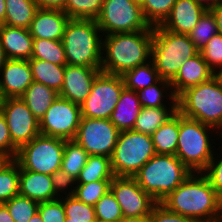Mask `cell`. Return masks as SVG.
I'll return each mask as SVG.
<instances>
[{
    "instance_id": "cell-40",
    "label": "cell",
    "mask_w": 222,
    "mask_h": 222,
    "mask_svg": "<svg viewBox=\"0 0 222 222\" xmlns=\"http://www.w3.org/2000/svg\"><path fill=\"white\" fill-rule=\"evenodd\" d=\"M97 219L110 222H119L123 218L121 207L111 191L107 192L94 205Z\"/></svg>"
},
{
    "instance_id": "cell-32",
    "label": "cell",
    "mask_w": 222,
    "mask_h": 222,
    "mask_svg": "<svg viewBox=\"0 0 222 222\" xmlns=\"http://www.w3.org/2000/svg\"><path fill=\"white\" fill-rule=\"evenodd\" d=\"M88 156L89 154L74 139L65 140L60 169L77 180L80 171L86 165Z\"/></svg>"
},
{
    "instance_id": "cell-51",
    "label": "cell",
    "mask_w": 222,
    "mask_h": 222,
    "mask_svg": "<svg viewBox=\"0 0 222 222\" xmlns=\"http://www.w3.org/2000/svg\"><path fill=\"white\" fill-rule=\"evenodd\" d=\"M119 222H150V216L123 217Z\"/></svg>"
},
{
    "instance_id": "cell-25",
    "label": "cell",
    "mask_w": 222,
    "mask_h": 222,
    "mask_svg": "<svg viewBox=\"0 0 222 222\" xmlns=\"http://www.w3.org/2000/svg\"><path fill=\"white\" fill-rule=\"evenodd\" d=\"M137 95L141 107H177V97L172 91L171 83L164 79L137 91ZM165 98L167 100H164Z\"/></svg>"
},
{
    "instance_id": "cell-11",
    "label": "cell",
    "mask_w": 222,
    "mask_h": 222,
    "mask_svg": "<svg viewBox=\"0 0 222 222\" xmlns=\"http://www.w3.org/2000/svg\"><path fill=\"white\" fill-rule=\"evenodd\" d=\"M124 88L122 76L100 72L90 94L80 104L81 117L110 119Z\"/></svg>"
},
{
    "instance_id": "cell-46",
    "label": "cell",
    "mask_w": 222,
    "mask_h": 222,
    "mask_svg": "<svg viewBox=\"0 0 222 222\" xmlns=\"http://www.w3.org/2000/svg\"><path fill=\"white\" fill-rule=\"evenodd\" d=\"M17 149L13 146L6 119L0 110V155L9 160L15 159Z\"/></svg>"
},
{
    "instance_id": "cell-21",
    "label": "cell",
    "mask_w": 222,
    "mask_h": 222,
    "mask_svg": "<svg viewBox=\"0 0 222 222\" xmlns=\"http://www.w3.org/2000/svg\"><path fill=\"white\" fill-rule=\"evenodd\" d=\"M0 44L7 59L29 60L32 56L33 37L29 29L0 25Z\"/></svg>"
},
{
    "instance_id": "cell-42",
    "label": "cell",
    "mask_w": 222,
    "mask_h": 222,
    "mask_svg": "<svg viewBox=\"0 0 222 222\" xmlns=\"http://www.w3.org/2000/svg\"><path fill=\"white\" fill-rule=\"evenodd\" d=\"M222 137L220 138L221 148L215 151L213 158L210 160L208 167L202 172L210 181L211 186L222 199ZM221 150H220V149ZM217 155V156H216ZM221 157V158H220Z\"/></svg>"
},
{
    "instance_id": "cell-28",
    "label": "cell",
    "mask_w": 222,
    "mask_h": 222,
    "mask_svg": "<svg viewBox=\"0 0 222 222\" xmlns=\"http://www.w3.org/2000/svg\"><path fill=\"white\" fill-rule=\"evenodd\" d=\"M5 3L4 25L29 29L39 9L35 0H5Z\"/></svg>"
},
{
    "instance_id": "cell-57",
    "label": "cell",
    "mask_w": 222,
    "mask_h": 222,
    "mask_svg": "<svg viewBox=\"0 0 222 222\" xmlns=\"http://www.w3.org/2000/svg\"><path fill=\"white\" fill-rule=\"evenodd\" d=\"M65 222H95V220H71V218L66 217Z\"/></svg>"
},
{
    "instance_id": "cell-50",
    "label": "cell",
    "mask_w": 222,
    "mask_h": 222,
    "mask_svg": "<svg viewBox=\"0 0 222 222\" xmlns=\"http://www.w3.org/2000/svg\"><path fill=\"white\" fill-rule=\"evenodd\" d=\"M0 222H14L13 218L9 214L7 207L4 204H0Z\"/></svg>"
},
{
    "instance_id": "cell-49",
    "label": "cell",
    "mask_w": 222,
    "mask_h": 222,
    "mask_svg": "<svg viewBox=\"0 0 222 222\" xmlns=\"http://www.w3.org/2000/svg\"><path fill=\"white\" fill-rule=\"evenodd\" d=\"M215 18L218 34L222 35V1H218L214 6L208 9Z\"/></svg>"
},
{
    "instance_id": "cell-35",
    "label": "cell",
    "mask_w": 222,
    "mask_h": 222,
    "mask_svg": "<svg viewBox=\"0 0 222 222\" xmlns=\"http://www.w3.org/2000/svg\"><path fill=\"white\" fill-rule=\"evenodd\" d=\"M104 0H66L64 12L71 19L96 20Z\"/></svg>"
},
{
    "instance_id": "cell-20",
    "label": "cell",
    "mask_w": 222,
    "mask_h": 222,
    "mask_svg": "<svg viewBox=\"0 0 222 222\" xmlns=\"http://www.w3.org/2000/svg\"><path fill=\"white\" fill-rule=\"evenodd\" d=\"M213 77V70L208 66L199 52L187 59L180 67L175 78L170 82L174 95L177 97L185 89L206 82Z\"/></svg>"
},
{
    "instance_id": "cell-37",
    "label": "cell",
    "mask_w": 222,
    "mask_h": 222,
    "mask_svg": "<svg viewBox=\"0 0 222 222\" xmlns=\"http://www.w3.org/2000/svg\"><path fill=\"white\" fill-rule=\"evenodd\" d=\"M177 0H143L140 4L146 21L150 26L161 25L171 13Z\"/></svg>"
},
{
    "instance_id": "cell-58",
    "label": "cell",
    "mask_w": 222,
    "mask_h": 222,
    "mask_svg": "<svg viewBox=\"0 0 222 222\" xmlns=\"http://www.w3.org/2000/svg\"><path fill=\"white\" fill-rule=\"evenodd\" d=\"M9 159L0 155V168L8 161Z\"/></svg>"
},
{
    "instance_id": "cell-31",
    "label": "cell",
    "mask_w": 222,
    "mask_h": 222,
    "mask_svg": "<svg viewBox=\"0 0 222 222\" xmlns=\"http://www.w3.org/2000/svg\"><path fill=\"white\" fill-rule=\"evenodd\" d=\"M122 78L124 87L136 92L160 80L158 71L155 69L152 60L125 72Z\"/></svg>"
},
{
    "instance_id": "cell-22",
    "label": "cell",
    "mask_w": 222,
    "mask_h": 222,
    "mask_svg": "<svg viewBox=\"0 0 222 222\" xmlns=\"http://www.w3.org/2000/svg\"><path fill=\"white\" fill-rule=\"evenodd\" d=\"M19 195L38 203L57 199L51 175L35 173L20 168Z\"/></svg>"
},
{
    "instance_id": "cell-29",
    "label": "cell",
    "mask_w": 222,
    "mask_h": 222,
    "mask_svg": "<svg viewBox=\"0 0 222 222\" xmlns=\"http://www.w3.org/2000/svg\"><path fill=\"white\" fill-rule=\"evenodd\" d=\"M114 177L110 157L89 155L86 165L80 171L76 184H86L95 181H111Z\"/></svg>"
},
{
    "instance_id": "cell-59",
    "label": "cell",
    "mask_w": 222,
    "mask_h": 222,
    "mask_svg": "<svg viewBox=\"0 0 222 222\" xmlns=\"http://www.w3.org/2000/svg\"><path fill=\"white\" fill-rule=\"evenodd\" d=\"M95 222H110V221H103V220H100V219L96 218Z\"/></svg>"
},
{
    "instance_id": "cell-3",
    "label": "cell",
    "mask_w": 222,
    "mask_h": 222,
    "mask_svg": "<svg viewBox=\"0 0 222 222\" xmlns=\"http://www.w3.org/2000/svg\"><path fill=\"white\" fill-rule=\"evenodd\" d=\"M213 133L219 136L218 139L222 137V134L214 127L180 114L176 156L192 173L203 172L213 158L216 150L214 148L216 136H213ZM212 136L214 139H211Z\"/></svg>"
},
{
    "instance_id": "cell-26",
    "label": "cell",
    "mask_w": 222,
    "mask_h": 222,
    "mask_svg": "<svg viewBox=\"0 0 222 222\" xmlns=\"http://www.w3.org/2000/svg\"><path fill=\"white\" fill-rule=\"evenodd\" d=\"M180 128V113L177 111L152 135L156 154L176 155Z\"/></svg>"
},
{
    "instance_id": "cell-2",
    "label": "cell",
    "mask_w": 222,
    "mask_h": 222,
    "mask_svg": "<svg viewBox=\"0 0 222 222\" xmlns=\"http://www.w3.org/2000/svg\"><path fill=\"white\" fill-rule=\"evenodd\" d=\"M101 72L122 76L151 60L153 30L103 35Z\"/></svg>"
},
{
    "instance_id": "cell-9",
    "label": "cell",
    "mask_w": 222,
    "mask_h": 222,
    "mask_svg": "<svg viewBox=\"0 0 222 222\" xmlns=\"http://www.w3.org/2000/svg\"><path fill=\"white\" fill-rule=\"evenodd\" d=\"M64 146L65 139L39 134L17 150L14 160L24 170L52 175L61 167Z\"/></svg>"
},
{
    "instance_id": "cell-30",
    "label": "cell",
    "mask_w": 222,
    "mask_h": 222,
    "mask_svg": "<svg viewBox=\"0 0 222 222\" xmlns=\"http://www.w3.org/2000/svg\"><path fill=\"white\" fill-rule=\"evenodd\" d=\"M177 112V107H142L133 130L152 135L162 124Z\"/></svg>"
},
{
    "instance_id": "cell-60",
    "label": "cell",
    "mask_w": 222,
    "mask_h": 222,
    "mask_svg": "<svg viewBox=\"0 0 222 222\" xmlns=\"http://www.w3.org/2000/svg\"><path fill=\"white\" fill-rule=\"evenodd\" d=\"M135 2H138V3H142L143 2V0H134Z\"/></svg>"
},
{
    "instance_id": "cell-5",
    "label": "cell",
    "mask_w": 222,
    "mask_h": 222,
    "mask_svg": "<svg viewBox=\"0 0 222 222\" xmlns=\"http://www.w3.org/2000/svg\"><path fill=\"white\" fill-rule=\"evenodd\" d=\"M192 172L176 155H154L133 177L157 203L173 192Z\"/></svg>"
},
{
    "instance_id": "cell-39",
    "label": "cell",
    "mask_w": 222,
    "mask_h": 222,
    "mask_svg": "<svg viewBox=\"0 0 222 222\" xmlns=\"http://www.w3.org/2000/svg\"><path fill=\"white\" fill-rule=\"evenodd\" d=\"M111 181H95L86 184H76L74 197L85 203L94 206L103 195L110 191Z\"/></svg>"
},
{
    "instance_id": "cell-1",
    "label": "cell",
    "mask_w": 222,
    "mask_h": 222,
    "mask_svg": "<svg viewBox=\"0 0 222 222\" xmlns=\"http://www.w3.org/2000/svg\"><path fill=\"white\" fill-rule=\"evenodd\" d=\"M167 210L196 222H221L222 199L202 173H192L161 202Z\"/></svg>"
},
{
    "instance_id": "cell-17",
    "label": "cell",
    "mask_w": 222,
    "mask_h": 222,
    "mask_svg": "<svg viewBox=\"0 0 222 222\" xmlns=\"http://www.w3.org/2000/svg\"><path fill=\"white\" fill-rule=\"evenodd\" d=\"M100 72L97 68L65 65L64 83L59 96L78 105L82 104L90 94L93 82Z\"/></svg>"
},
{
    "instance_id": "cell-34",
    "label": "cell",
    "mask_w": 222,
    "mask_h": 222,
    "mask_svg": "<svg viewBox=\"0 0 222 222\" xmlns=\"http://www.w3.org/2000/svg\"><path fill=\"white\" fill-rule=\"evenodd\" d=\"M56 65H67L61 40L33 39L32 56Z\"/></svg>"
},
{
    "instance_id": "cell-24",
    "label": "cell",
    "mask_w": 222,
    "mask_h": 222,
    "mask_svg": "<svg viewBox=\"0 0 222 222\" xmlns=\"http://www.w3.org/2000/svg\"><path fill=\"white\" fill-rule=\"evenodd\" d=\"M59 93L46 85L33 81L21 96L34 117L40 121Z\"/></svg>"
},
{
    "instance_id": "cell-41",
    "label": "cell",
    "mask_w": 222,
    "mask_h": 222,
    "mask_svg": "<svg viewBox=\"0 0 222 222\" xmlns=\"http://www.w3.org/2000/svg\"><path fill=\"white\" fill-rule=\"evenodd\" d=\"M65 215L71 220H96L94 206L77 200L74 196L62 197Z\"/></svg>"
},
{
    "instance_id": "cell-33",
    "label": "cell",
    "mask_w": 222,
    "mask_h": 222,
    "mask_svg": "<svg viewBox=\"0 0 222 222\" xmlns=\"http://www.w3.org/2000/svg\"><path fill=\"white\" fill-rule=\"evenodd\" d=\"M20 166L14 160H8L0 168V204H4L19 195Z\"/></svg>"
},
{
    "instance_id": "cell-27",
    "label": "cell",
    "mask_w": 222,
    "mask_h": 222,
    "mask_svg": "<svg viewBox=\"0 0 222 222\" xmlns=\"http://www.w3.org/2000/svg\"><path fill=\"white\" fill-rule=\"evenodd\" d=\"M33 81L42 83L57 91H61L64 83L65 65H56L46 60L30 58Z\"/></svg>"
},
{
    "instance_id": "cell-14",
    "label": "cell",
    "mask_w": 222,
    "mask_h": 222,
    "mask_svg": "<svg viewBox=\"0 0 222 222\" xmlns=\"http://www.w3.org/2000/svg\"><path fill=\"white\" fill-rule=\"evenodd\" d=\"M13 146L18 150L40 134V123L21 97L0 100Z\"/></svg>"
},
{
    "instance_id": "cell-19",
    "label": "cell",
    "mask_w": 222,
    "mask_h": 222,
    "mask_svg": "<svg viewBox=\"0 0 222 222\" xmlns=\"http://www.w3.org/2000/svg\"><path fill=\"white\" fill-rule=\"evenodd\" d=\"M70 19L62 10L38 9L29 31L33 39L62 40Z\"/></svg>"
},
{
    "instance_id": "cell-44",
    "label": "cell",
    "mask_w": 222,
    "mask_h": 222,
    "mask_svg": "<svg viewBox=\"0 0 222 222\" xmlns=\"http://www.w3.org/2000/svg\"><path fill=\"white\" fill-rule=\"evenodd\" d=\"M38 213L43 222H65L66 219L61 198L39 203Z\"/></svg>"
},
{
    "instance_id": "cell-55",
    "label": "cell",
    "mask_w": 222,
    "mask_h": 222,
    "mask_svg": "<svg viewBox=\"0 0 222 222\" xmlns=\"http://www.w3.org/2000/svg\"><path fill=\"white\" fill-rule=\"evenodd\" d=\"M7 58L5 56L4 50L2 45L0 44V69L2 68V66L5 64Z\"/></svg>"
},
{
    "instance_id": "cell-6",
    "label": "cell",
    "mask_w": 222,
    "mask_h": 222,
    "mask_svg": "<svg viewBox=\"0 0 222 222\" xmlns=\"http://www.w3.org/2000/svg\"><path fill=\"white\" fill-rule=\"evenodd\" d=\"M199 51L187 34H178L160 25L153 27L151 60L160 79L172 81L187 59Z\"/></svg>"
},
{
    "instance_id": "cell-43",
    "label": "cell",
    "mask_w": 222,
    "mask_h": 222,
    "mask_svg": "<svg viewBox=\"0 0 222 222\" xmlns=\"http://www.w3.org/2000/svg\"><path fill=\"white\" fill-rule=\"evenodd\" d=\"M203 59L214 71L222 66V35L215 34L200 51Z\"/></svg>"
},
{
    "instance_id": "cell-54",
    "label": "cell",
    "mask_w": 222,
    "mask_h": 222,
    "mask_svg": "<svg viewBox=\"0 0 222 222\" xmlns=\"http://www.w3.org/2000/svg\"><path fill=\"white\" fill-rule=\"evenodd\" d=\"M202 5H204L207 9L214 6L219 0H194Z\"/></svg>"
},
{
    "instance_id": "cell-15",
    "label": "cell",
    "mask_w": 222,
    "mask_h": 222,
    "mask_svg": "<svg viewBox=\"0 0 222 222\" xmlns=\"http://www.w3.org/2000/svg\"><path fill=\"white\" fill-rule=\"evenodd\" d=\"M110 191L121 207L123 217L150 216L157 202L147 194L133 177H114Z\"/></svg>"
},
{
    "instance_id": "cell-53",
    "label": "cell",
    "mask_w": 222,
    "mask_h": 222,
    "mask_svg": "<svg viewBox=\"0 0 222 222\" xmlns=\"http://www.w3.org/2000/svg\"><path fill=\"white\" fill-rule=\"evenodd\" d=\"M5 11H6L5 0H0V25L4 24V21H5Z\"/></svg>"
},
{
    "instance_id": "cell-45",
    "label": "cell",
    "mask_w": 222,
    "mask_h": 222,
    "mask_svg": "<svg viewBox=\"0 0 222 222\" xmlns=\"http://www.w3.org/2000/svg\"><path fill=\"white\" fill-rule=\"evenodd\" d=\"M52 184L55 190V194L58 198L68 197L74 195L76 186V179L70 176L65 171L59 169L52 173Z\"/></svg>"
},
{
    "instance_id": "cell-18",
    "label": "cell",
    "mask_w": 222,
    "mask_h": 222,
    "mask_svg": "<svg viewBox=\"0 0 222 222\" xmlns=\"http://www.w3.org/2000/svg\"><path fill=\"white\" fill-rule=\"evenodd\" d=\"M207 10L204 5L194 0H177L160 26L174 33L188 34Z\"/></svg>"
},
{
    "instance_id": "cell-56",
    "label": "cell",
    "mask_w": 222,
    "mask_h": 222,
    "mask_svg": "<svg viewBox=\"0 0 222 222\" xmlns=\"http://www.w3.org/2000/svg\"><path fill=\"white\" fill-rule=\"evenodd\" d=\"M28 222H43V220L41 219L40 214L36 213L31 217V219Z\"/></svg>"
},
{
    "instance_id": "cell-23",
    "label": "cell",
    "mask_w": 222,
    "mask_h": 222,
    "mask_svg": "<svg viewBox=\"0 0 222 222\" xmlns=\"http://www.w3.org/2000/svg\"><path fill=\"white\" fill-rule=\"evenodd\" d=\"M141 109L137 92L124 88L110 116V121L120 132L131 130L135 126Z\"/></svg>"
},
{
    "instance_id": "cell-8",
    "label": "cell",
    "mask_w": 222,
    "mask_h": 222,
    "mask_svg": "<svg viewBox=\"0 0 222 222\" xmlns=\"http://www.w3.org/2000/svg\"><path fill=\"white\" fill-rule=\"evenodd\" d=\"M154 155L156 151L151 135L133 129L122 131L110 157L113 174L134 177Z\"/></svg>"
},
{
    "instance_id": "cell-10",
    "label": "cell",
    "mask_w": 222,
    "mask_h": 222,
    "mask_svg": "<svg viewBox=\"0 0 222 222\" xmlns=\"http://www.w3.org/2000/svg\"><path fill=\"white\" fill-rule=\"evenodd\" d=\"M96 22L103 35L153 30L134 0H104Z\"/></svg>"
},
{
    "instance_id": "cell-52",
    "label": "cell",
    "mask_w": 222,
    "mask_h": 222,
    "mask_svg": "<svg viewBox=\"0 0 222 222\" xmlns=\"http://www.w3.org/2000/svg\"><path fill=\"white\" fill-rule=\"evenodd\" d=\"M213 78L217 81L218 85L222 88V66L213 71Z\"/></svg>"
},
{
    "instance_id": "cell-47",
    "label": "cell",
    "mask_w": 222,
    "mask_h": 222,
    "mask_svg": "<svg viewBox=\"0 0 222 222\" xmlns=\"http://www.w3.org/2000/svg\"><path fill=\"white\" fill-rule=\"evenodd\" d=\"M150 222H196L177 213L167 210L162 204L157 203L150 214Z\"/></svg>"
},
{
    "instance_id": "cell-36",
    "label": "cell",
    "mask_w": 222,
    "mask_h": 222,
    "mask_svg": "<svg viewBox=\"0 0 222 222\" xmlns=\"http://www.w3.org/2000/svg\"><path fill=\"white\" fill-rule=\"evenodd\" d=\"M217 33L215 18L212 13L207 10L187 35L195 44L196 49L200 52L207 45L208 41Z\"/></svg>"
},
{
    "instance_id": "cell-16",
    "label": "cell",
    "mask_w": 222,
    "mask_h": 222,
    "mask_svg": "<svg viewBox=\"0 0 222 222\" xmlns=\"http://www.w3.org/2000/svg\"><path fill=\"white\" fill-rule=\"evenodd\" d=\"M32 82L28 60L7 59L0 69V99L21 97Z\"/></svg>"
},
{
    "instance_id": "cell-13",
    "label": "cell",
    "mask_w": 222,
    "mask_h": 222,
    "mask_svg": "<svg viewBox=\"0 0 222 222\" xmlns=\"http://www.w3.org/2000/svg\"><path fill=\"white\" fill-rule=\"evenodd\" d=\"M80 120V105L58 96L39 121L40 134L65 140L75 139Z\"/></svg>"
},
{
    "instance_id": "cell-12",
    "label": "cell",
    "mask_w": 222,
    "mask_h": 222,
    "mask_svg": "<svg viewBox=\"0 0 222 222\" xmlns=\"http://www.w3.org/2000/svg\"><path fill=\"white\" fill-rule=\"evenodd\" d=\"M120 131L110 119L81 117L75 141L89 155L111 157Z\"/></svg>"
},
{
    "instance_id": "cell-4",
    "label": "cell",
    "mask_w": 222,
    "mask_h": 222,
    "mask_svg": "<svg viewBox=\"0 0 222 222\" xmlns=\"http://www.w3.org/2000/svg\"><path fill=\"white\" fill-rule=\"evenodd\" d=\"M102 39L96 20L70 19L61 40L67 64L101 70Z\"/></svg>"
},
{
    "instance_id": "cell-48",
    "label": "cell",
    "mask_w": 222,
    "mask_h": 222,
    "mask_svg": "<svg viewBox=\"0 0 222 222\" xmlns=\"http://www.w3.org/2000/svg\"><path fill=\"white\" fill-rule=\"evenodd\" d=\"M39 9L64 11L66 0H35Z\"/></svg>"
},
{
    "instance_id": "cell-38",
    "label": "cell",
    "mask_w": 222,
    "mask_h": 222,
    "mask_svg": "<svg viewBox=\"0 0 222 222\" xmlns=\"http://www.w3.org/2000/svg\"><path fill=\"white\" fill-rule=\"evenodd\" d=\"M4 205L14 222H28L33 215L38 213L39 207L38 202L21 195L14 196L6 201Z\"/></svg>"
},
{
    "instance_id": "cell-7",
    "label": "cell",
    "mask_w": 222,
    "mask_h": 222,
    "mask_svg": "<svg viewBox=\"0 0 222 222\" xmlns=\"http://www.w3.org/2000/svg\"><path fill=\"white\" fill-rule=\"evenodd\" d=\"M177 111L222 134V88L213 77L181 92L177 96Z\"/></svg>"
}]
</instances>
